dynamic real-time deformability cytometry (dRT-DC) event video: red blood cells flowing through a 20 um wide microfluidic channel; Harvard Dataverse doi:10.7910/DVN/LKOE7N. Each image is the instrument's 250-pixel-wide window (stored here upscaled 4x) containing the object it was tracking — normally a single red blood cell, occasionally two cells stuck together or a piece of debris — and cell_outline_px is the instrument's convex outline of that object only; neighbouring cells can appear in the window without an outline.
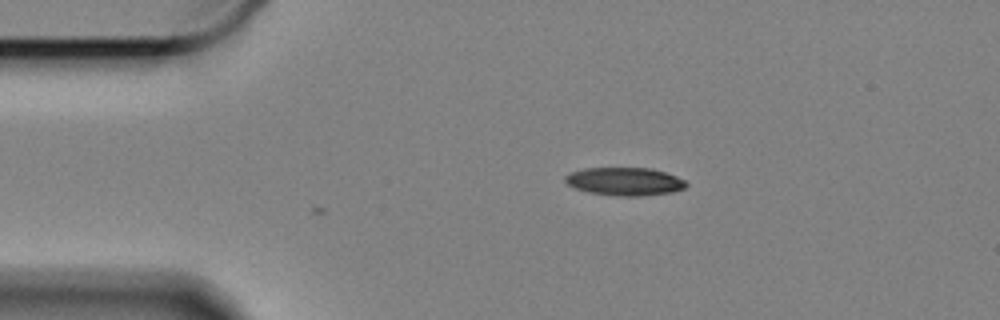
{"species": "Egyptian fruit bat (a non-hibernating species)", "species_latin": "Rousettus aegyptiacus", "temperature_condition": "cold", "stored_images_in_passage": 6, "camera_frame_rate_fps": 3000, "um_per_image_px": 0.085, "animal": {"sex": "female"}, "frame": {"image": 1, "passage_image": 1, "time_ms": 0.0, "image_size_px": [1000, 320], "cell_outline_px": [[688, 184], [684, 188], [672, 192], [636, 196], [624, 196], [588, 192], [576, 188], [568, 184], [564, 180], [564, 176], [572, 172], [584, 168], [652, 168], [676, 176], [684, 180]], "centroid_in_image_um": [53.1, 15.41], "position_along_channel_um": 31.9, "area_um2": 19.54}}